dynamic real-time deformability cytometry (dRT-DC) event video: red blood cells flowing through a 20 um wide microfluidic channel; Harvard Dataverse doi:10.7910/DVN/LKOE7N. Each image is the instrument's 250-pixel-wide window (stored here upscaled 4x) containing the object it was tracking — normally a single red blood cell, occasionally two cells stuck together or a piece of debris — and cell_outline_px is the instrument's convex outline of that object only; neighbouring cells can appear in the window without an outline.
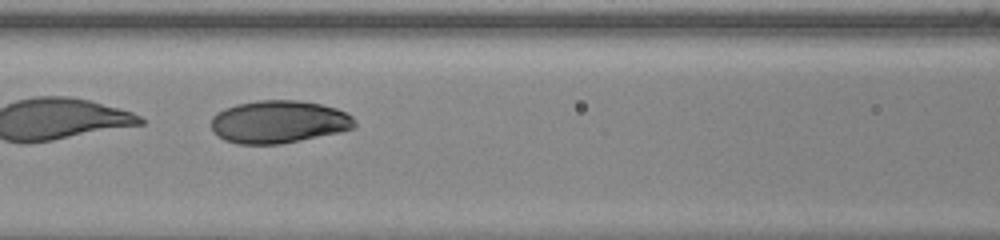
{"species": "human", "species_latin": "Homo sapiens", "temperature_condition": "warm", "stored_images_in_passage": 54, "camera_frame_rate_fps": 3000, "um_per_image_px": 0.085, "donor": {"sex": "female"}, "frame": {"image": 1, "passage_image": 25, "time_ms": 8.0, "image_size_px": [1000, 240], "cell_outline_px": [[356, 128], [340, 132], [280, 144], [236, 144], [224, 140], [216, 136], [212, 132], [212, 116], [216, 112], [224, 108], [236, 104], [256, 100], [300, 100], [320, 104], [336, 108], [352, 116], [356, 120]], "centroid_in_image_um": [23.67, 10.35], "position_along_channel_um": 142.9, "area_um2": 36.07}}
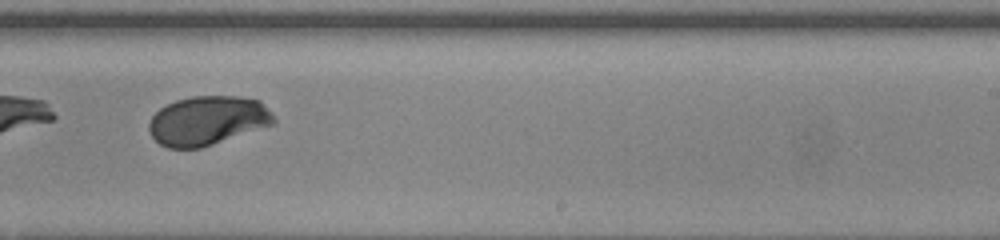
{"frame": {"image": 2, "passage_image": 35, "time_ms": 11.333, "image_size_px": [1000, 240], "cell_outline_px": [[276, 124], [200, 148], [168, 148], [160, 144], [152, 136], [148, 128], [148, 124], [152, 116], [160, 108], [176, 100], [192, 96], [240, 96], [260, 100], [272, 112], [276, 120]], "centroid_in_image_um": [17.68, 10.24], "position_along_channel_um": 271.3, "area_um2": 35.95}}
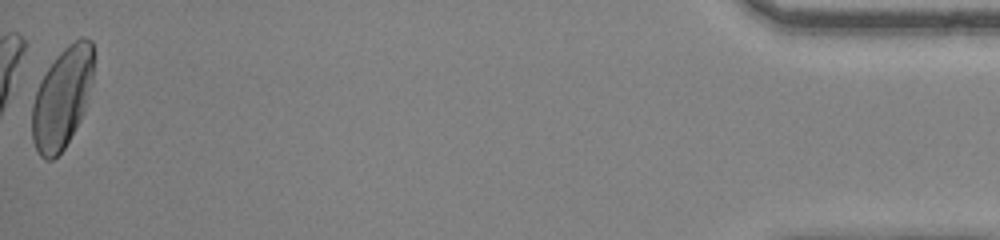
{"frame": {"image": 3, "passage_image": 54, "time_ms": 17.667, "image_size_px": [1000, 240], "cell_outline_px": [[92, 80], [84, 112], [80, 120], [64, 148], [52, 160], [44, 160], [36, 152], [32, 140], [32, 104], [40, 80], [56, 56], [68, 44], [80, 36], [84, 36], [92, 40]], "centroid_in_image_um": [5.26, 8.33], "position_along_channel_um": 429.9, "area_um2": 36.01}, "authors_computed_cell_mechanics": {"area_um2": 36.6163, "velocity_mm_per_s": 3.8594, "shape_relaxation_time_tau1_ms": 3.2866, "shape_relaxation_time_tau2_ms": null, "deformation_change_tau1": 0.1605, "deformation_change_tau2": null}}